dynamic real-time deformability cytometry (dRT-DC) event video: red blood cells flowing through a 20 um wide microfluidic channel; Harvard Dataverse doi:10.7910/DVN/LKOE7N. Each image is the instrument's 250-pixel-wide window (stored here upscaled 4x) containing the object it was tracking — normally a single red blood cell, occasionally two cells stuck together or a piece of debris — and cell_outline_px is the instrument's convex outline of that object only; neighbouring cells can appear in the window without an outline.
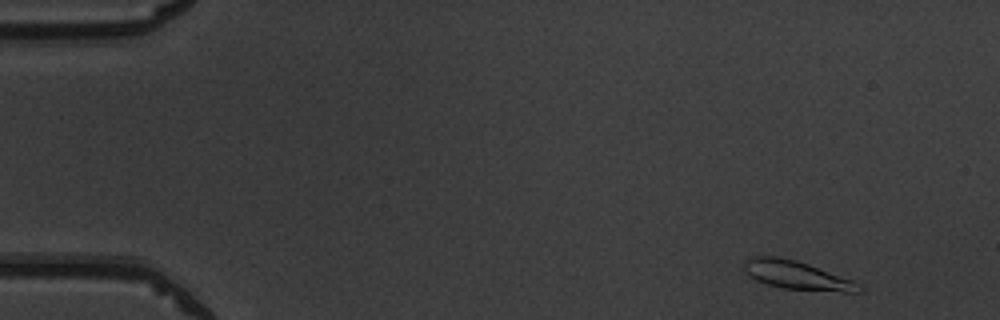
{"species": "common noctule bat (a hibernating species)", "species_latin": "Nyctalus noctula", "temperature_condition": "warm", "stored_images_in_passage": 49, "camera_frame_rate_fps": 3000, "um_per_image_px": 0.085, "animal": {"sex": "male", "body_mass_g": 19.5, "forearm_length_mm": 54.6}, "frame": {"image": 1, "passage_image": 2, "time_ms": 0.333, "image_size_px": [1000, 320], "cell_outline_px": [[864, 288], [860, 292], [844, 292], [784, 288], [768, 284], [756, 280], [744, 268], [744, 260], [756, 256], [776, 256], [796, 260], [808, 264], [852, 280], [860, 284]], "centroid_in_image_um": [67.77, 23.39], "position_along_channel_um": 17.2, "area_um2": 18.73}}
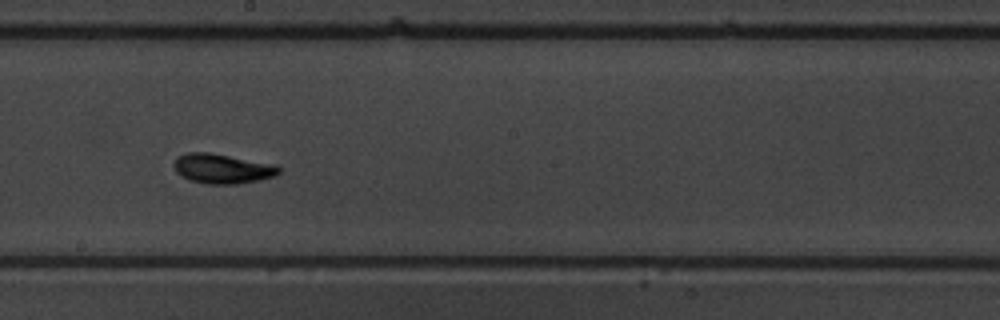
{"frame": {"image": 2, "passage_image": 27, "time_ms": 8.667, "image_size_px": [1000, 320], "cell_outline_px": [[280, 172], [272, 176], [256, 180], [236, 184], [208, 184], [188, 180], [180, 176], [176, 172], [172, 164], [176, 156], [188, 152], [208, 152], [276, 164], [280, 168]], "centroid_in_image_um": [18.83, 14.32], "position_along_channel_um": 229.4, "area_um2": 18.26}}
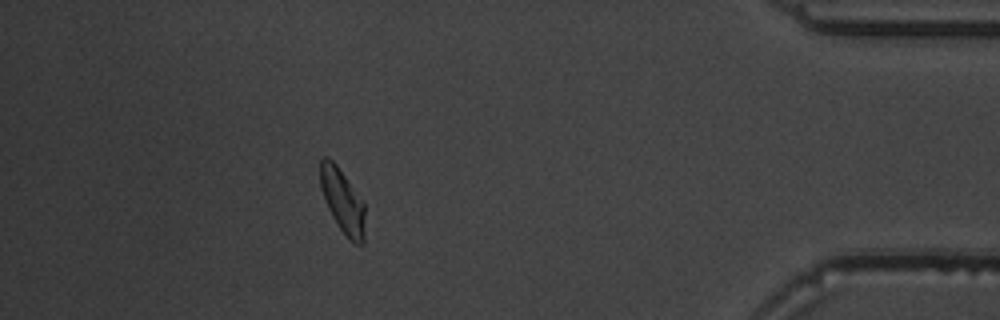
{"frame": {"image": 3, "passage_image": 44, "time_ms": 14.333, "image_size_px": [1000, 320], "cell_outline_px": [[364, 244], [352, 244], [348, 240], [332, 216], [324, 200], [320, 184], [320, 160], [324, 156], [328, 156], [336, 164], [364, 200]], "centroid_in_image_um": [29.13, 17.09], "position_along_channel_um": 406.1, "area_um2": 16.94}, "authors_computed_cell_mechanics": {"area_um2": 17.2822, "velocity_mm_per_s": 3.9165, "shape_relaxation_time_tau1_ms": 2.012, "shape_relaxation_time_tau2_ms": 5.2097, "deformation_change_tau1": 0.111, "deformation_change_tau2": 0.0967}}